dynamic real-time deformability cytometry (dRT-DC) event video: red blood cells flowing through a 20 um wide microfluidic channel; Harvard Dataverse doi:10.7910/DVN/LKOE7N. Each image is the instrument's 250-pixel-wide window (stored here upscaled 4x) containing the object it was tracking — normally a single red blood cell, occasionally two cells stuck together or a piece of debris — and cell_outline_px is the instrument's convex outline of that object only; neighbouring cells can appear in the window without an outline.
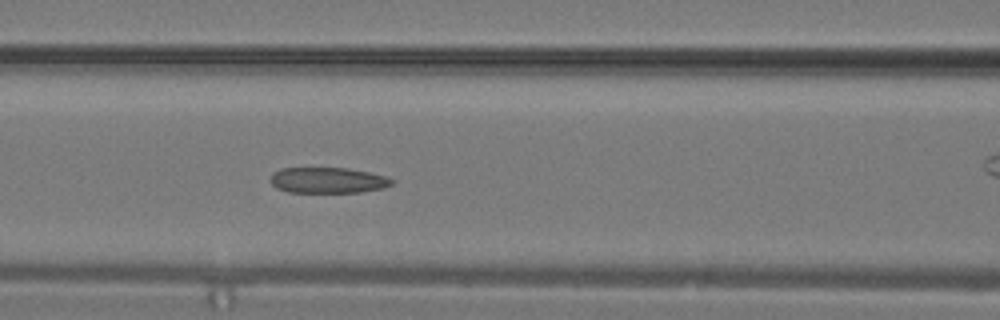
{"species": "common noctule bat (a hibernating species)", "species_latin": "Nyctalus noctula", "temperature_condition": "warm", "stored_images_in_passage": 10, "camera_frame_rate_fps": 3000, "um_per_image_px": 0.085, "animal": {"sex": "male", "body_mass_g": 19.2, "forearm_length_mm": 51.8}, "frame": {"image": 1, "passage_image": 9, "time_ms": 2.667, "image_size_px": [1000, 320], "cell_outline_px": [[396, 180], [392, 184], [384, 188], [360, 192], [288, 192], [276, 188], [272, 184], [272, 172], [280, 168], [348, 168], [368, 172], [384, 176]], "centroid_in_image_um": [27.87, 15.32], "position_along_channel_um": 138.7, "area_um2": 18.21}}